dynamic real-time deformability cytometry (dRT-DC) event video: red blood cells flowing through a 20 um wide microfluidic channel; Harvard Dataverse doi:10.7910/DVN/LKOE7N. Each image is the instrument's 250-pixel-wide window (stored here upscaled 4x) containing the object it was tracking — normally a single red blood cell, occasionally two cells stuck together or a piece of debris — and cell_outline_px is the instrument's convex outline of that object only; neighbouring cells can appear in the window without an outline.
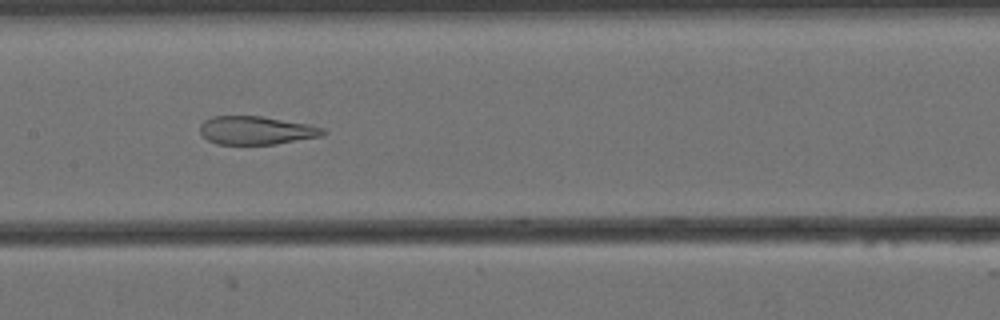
{"species": "Egyptian fruit bat (a non-hibernating species)", "species_latin": "Rousettus aegyptiacus", "temperature_condition": "cold", "stored_images_in_passage": 28, "camera_frame_rate_fps": 3000, "um_per_image_px": 0.085, "animal": {"sex": "female"}, "frame": {"image": 1, "passage_image": 27, "time_ms": 8.667, "image_size_px": [1000, 320], "cell_outline_px": [[328, 132], [324, 136], [276, 144], [216, 144], [208, 140], [200, 132], [200, 124], [204, 120], [212, 116], [260, 116], [308, 124], [324, 128]], "centroid_in_image_um": [21.81, 11.08], "position_along_channel_um": 185.6, "area_um2": 20.4}}